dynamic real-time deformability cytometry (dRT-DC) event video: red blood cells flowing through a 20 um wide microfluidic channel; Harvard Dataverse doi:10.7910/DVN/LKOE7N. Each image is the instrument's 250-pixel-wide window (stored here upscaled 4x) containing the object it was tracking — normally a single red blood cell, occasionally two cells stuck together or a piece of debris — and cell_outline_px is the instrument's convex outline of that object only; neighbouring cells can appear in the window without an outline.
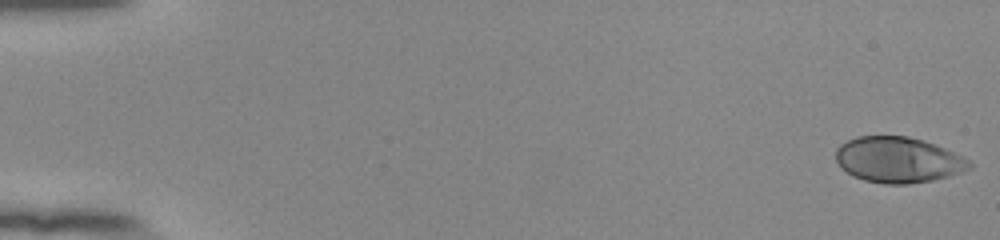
{"species": "human", "species_latin": "Homo sapiens", "temperature_condition": "room temperature", "stored_images_in_passage": 54, "camera_frame_rate_fps": 3000, "um_per_image_px": 0.085, "donor": {"sex": "female"}, "frame": {"image": 1, "passage_image": 1, "time_ms": 0.0, "image_size_px": [1000, 240], "cell_outline_px": [[972, 168], [948, 176], [932, 180], [908, 184], [884, 184], [864, 180], [852, 176], [840, 168], [836, 160], [836, 148], [840, 144], [856, 136], [908, 136], [924, 140], [944, 148], [968, 160], [972, 164]], "centroid_in_image_um": [76.29, 13.59], "position_along_channel_um": 8.7, "area_um2": 35.6}}
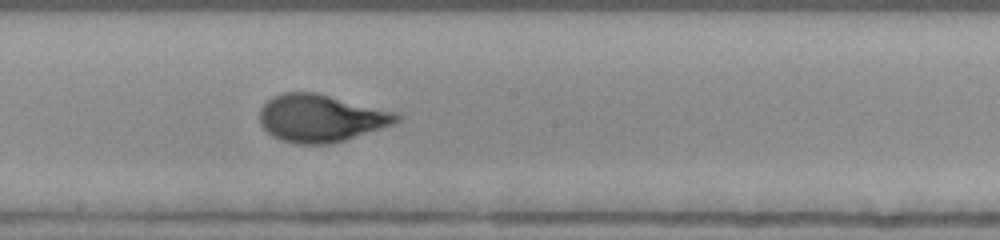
{"frame": {"image": 2, "passage_image": 31, "time_ms": 10.0, "image_size_px": [1000, 240], "cell_outline_px": [[400, 120], [396, 124], [344, 140], [328, 144], [296, 144], [280, 140], [272, 136], [260, 124], [260, 108], [272, 96], [280, 92], [316, 92], [396, 112], [400, 116]], "centroid_in_image_um": [27.26, 10.04], "position_along_channel_um": 220.9, "area_um2": 38.03}}
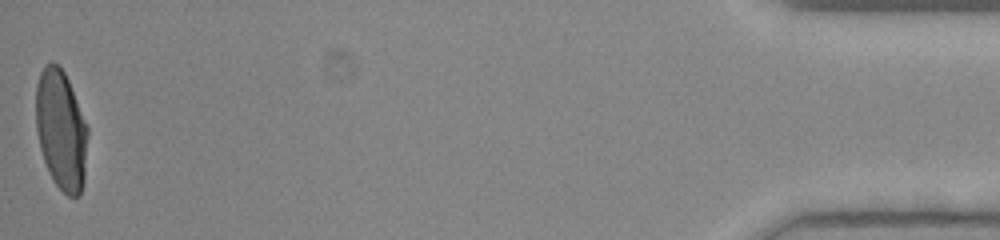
{"frame": {"image": 3, "passage_image": 54, "time_ms": 17.667, "image_size_px": [1000, 240], "cell_outline_px": [[88, 132], [84, 180], [80, 196], [68, 196], [52, 180], [48, 172], [40, 148], [36, 128], [36, 84], [40, 72], [44, 64], [52, 60], [64, 72], [68, 80], [88, 128]], "centroid_in_image_um": [5.18, 11.04], "position_along_channel_um": 430.0, "area_um2": 36.24}, "authors_computed_cell_mechanics": {"area_um2": 35.7204, "velocity_mm_per_s": 3.8706, "shape_relaxation_time_tau1_ms": 4.0198, "shape_relaxation_time_tau2_ms": null, "deformation_change_tau1": 0.2151, "deformation_change_tau2": null}}